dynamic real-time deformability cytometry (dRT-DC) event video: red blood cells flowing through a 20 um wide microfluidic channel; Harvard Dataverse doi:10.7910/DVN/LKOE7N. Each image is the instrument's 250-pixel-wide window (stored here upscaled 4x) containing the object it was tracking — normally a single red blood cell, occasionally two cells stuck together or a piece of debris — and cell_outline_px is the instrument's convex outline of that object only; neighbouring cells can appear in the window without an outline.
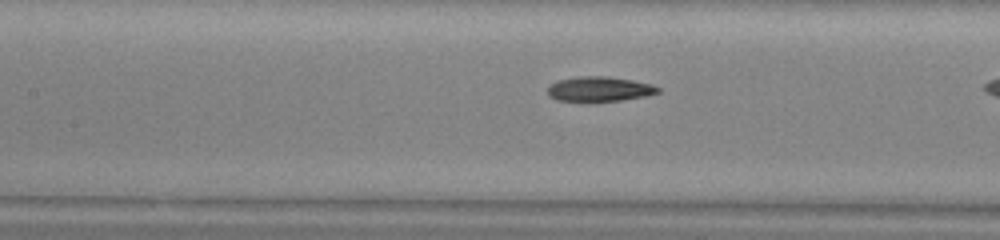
{"species": "common noctule bat (a hibernating species)", "species_latin": "Nyctalus noctula", "temperature_condition": "warm", "stored_images_in_passage": 29, "camera_frame_rate_fps": 3000, "um_per_image_px": 0.085, "animal": {"sex": "male", "body_mass_g": 13.0, "forearm_length_mm": 53.1}, "frame": {"image": 1, "passage_image": 13, "time_ms": 4.0, "image_size_px": [1000, 240], "cell_outline_px": [[660, 92], [644, 96], [620, 100], [592, 104], [556, 100], [548, 96], [548, 84], [556, 80], [580, 76], [608, 76], [632, 80], [652, 84], [660, 88]], "centroid_in_image_um": [50.87, 7.6], "position_along_channel_um": 156.5, "area_um2": 16.7}}
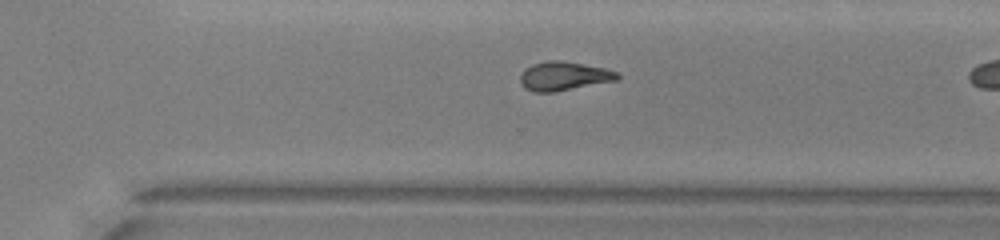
{"frame": {"image": 2, "passage_image": 25, "time_ms": 8.0, "image_size_px": [1000, 240], "cell_outline_px": [[620, 76], [616, 80], [552, 92], [532, 92], [524, 88], [520, 84], [520, 76], [524, 68], [532, 64], [552, 60], [560, 60], [604, 68], [620, 72]], "centroid_in_image_um": [47.89, 6.46], "position_along_channel_um": 322.7, "area_um2": 16.24}}